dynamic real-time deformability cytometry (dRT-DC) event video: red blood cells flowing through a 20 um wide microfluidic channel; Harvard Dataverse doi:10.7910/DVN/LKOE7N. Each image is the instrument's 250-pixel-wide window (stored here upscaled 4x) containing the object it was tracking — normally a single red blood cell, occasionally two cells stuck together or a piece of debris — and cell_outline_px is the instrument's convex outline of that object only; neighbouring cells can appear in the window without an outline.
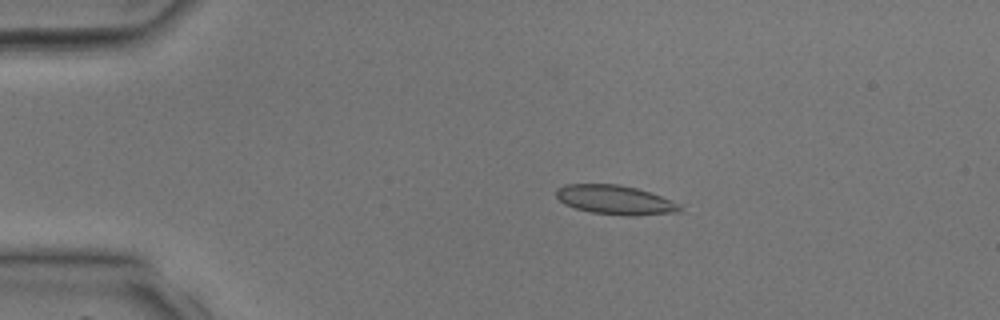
{"species": "common noctule bat (a hibernating species)", "species_latin": "Nyctalus noctula", "temperature_condition": "room temperature", "stored_images_in_passage": 17, "camera_frame_rate_fps": 3000, "um_per_image_px": 0.085, "animal": {"sex": "male", "body_mass_g": 17.9, "forearm_length_mm": 54.2}, "frame": {"image": 1, "passage_image": 7, "time_ms": 2.0, "image_size_px": [1000, 320], "cell_outline_px": [[684, 212], [632, 216], [592, 212], [576, 208], [564, 204], [556, 196], [556, 188], [564, 184], [620, 184], [636, 188], [660, 196], [680, 204]], "centroid_in_image_um": [52.3, 16.99], "position_along_channel_um": 32.7, "area_um2": 21.04}}
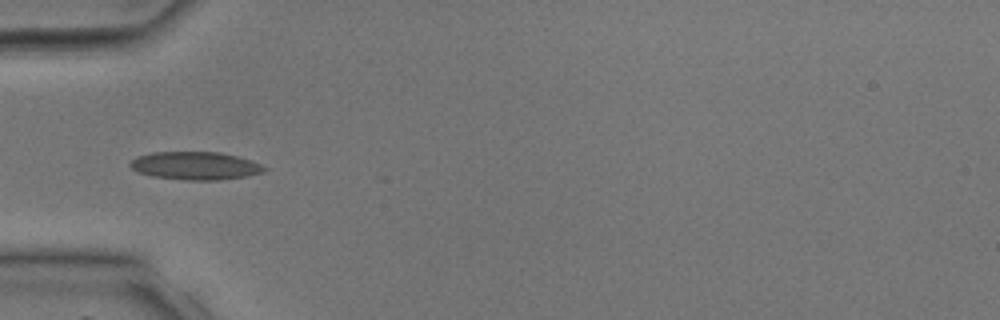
{"frame": {"image": 2, "passage_image": 12, "time_ms": 3.667, "image_size_px": [1000, 320], "cell_outline_px": [[268, 168], [264, 172], [244, 176], [220, 180], [184, 180], [152, 176], [136, 172], [128, 164], [136, 156], [152, 152], [220, 152], [252, 160]], "centroid_in_image_um": [16.58, 14.08], "position_along_channel_um": 68.4, "area_um2": 21.96}}